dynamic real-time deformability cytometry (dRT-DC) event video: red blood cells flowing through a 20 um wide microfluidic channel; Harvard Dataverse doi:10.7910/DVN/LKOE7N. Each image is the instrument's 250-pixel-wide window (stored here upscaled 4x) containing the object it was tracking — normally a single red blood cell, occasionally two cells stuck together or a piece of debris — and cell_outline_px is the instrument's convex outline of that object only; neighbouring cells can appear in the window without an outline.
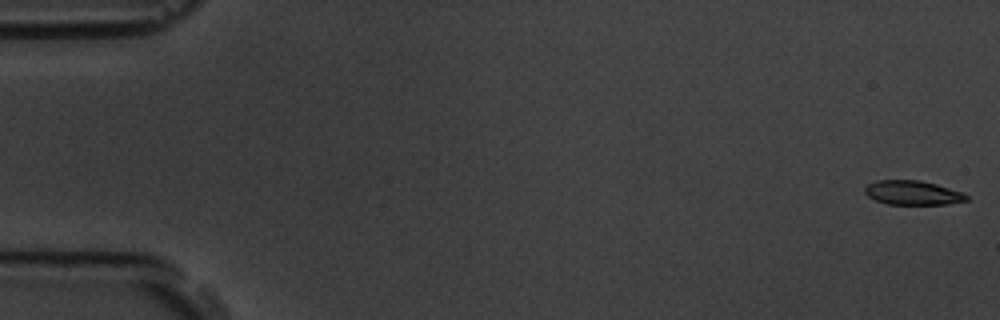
{"species": "common noctule bat (a hibernating species)", "species_latin": "Nyctalus noctula", "temperature_condition": "room temperature", "stored_images_in_passage": 6, "camera_frame_rate_fps": 3000, "um_per_image_px": 0.085, "animal": {"sex": "male", "body_mass_g": 19.5, "forearm_length_mm": 54.6}, "frame": {"image": 1, "passage_image": 1, "time_ms": 0.0, "image_size_px": [1000, 320], "cell_outline_px": [[968, 200], [948, 204], [888, 204], [876, 200], [868, 196], [864, 192], [864, 188], [868, 184], [876, 180], [920, 180], [936, 184], [964, 192], [968, 196]], "centroid_in_image_um": [77.59, 16.38], "position_along_channel_um": 7.4, "area_um2": 14.39}}
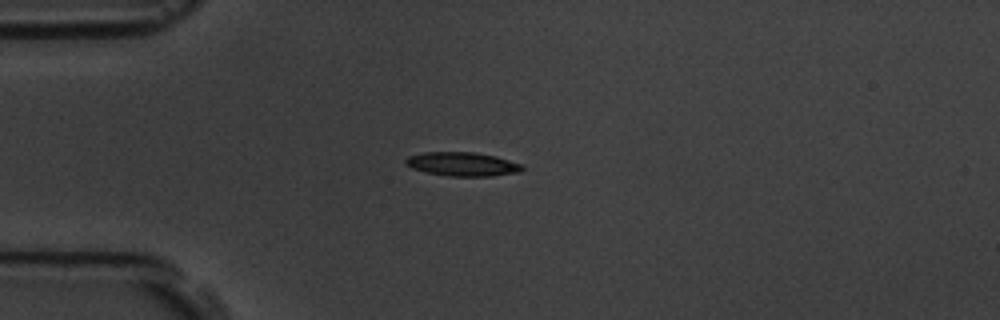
{"frame": {"image": 2, "passage_image": 5, "time_ms": 4.667, "image_size_px": [1000, 320], "cell_outline_px": [[524, 168], [520, 172], [492, 176], [448, 176], [428, 172], [412, 168], [404, 164], [404, 160], [408, 156], [424, 152], [476, 152], [496, 156], [524, 164]], "centroid_in_image_um": [39.33, 13.94], "position_along_channel_um": 45.7, "area_um2": 16.36}}